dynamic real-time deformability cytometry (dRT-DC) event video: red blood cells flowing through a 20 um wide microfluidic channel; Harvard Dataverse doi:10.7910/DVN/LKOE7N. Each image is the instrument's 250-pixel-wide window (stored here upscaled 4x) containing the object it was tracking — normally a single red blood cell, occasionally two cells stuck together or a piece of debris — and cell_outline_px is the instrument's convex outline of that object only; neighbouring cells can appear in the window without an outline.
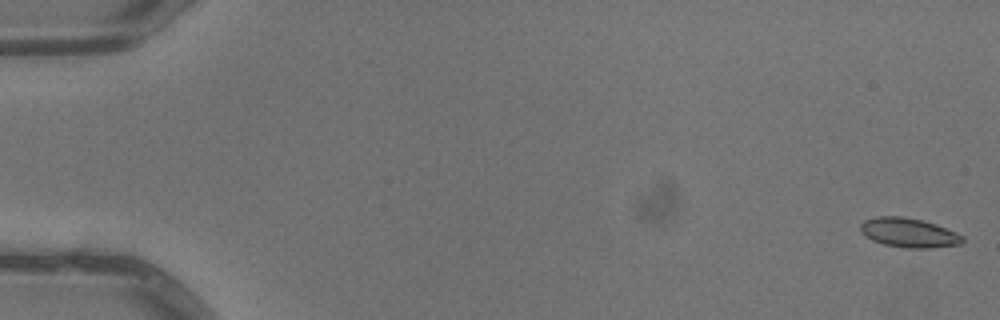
{"species": "common noctule bat (a hibernating species)", "species_latin": "Nyctalus noctula", "temperature_condition": "warm", "stored_images_in_passage": 5, "camera_frame_rate_fps": 3000, "um_per_image_px": 0.085, "animal": {"sex": "male", "body_mass_g": 13.3}, "frame": {"image": 1, "passage_image": 1, "time_ms": 0.0, "image_size_px": [1000, 320], "cell_outline_px": [[964, 240], [960, 244], [928, 248], [908, 248], [884, 244], [872, 240], [860, 232], [860, 224], [864, 220], [876, 216], [900, 216], [920, 220], [936, 224], [956, 232], [964, 236]], "centroid_in_image_um": [77.23, 19.77], "position_along_channel_um": 7.8, "area_um2": 17.4}}
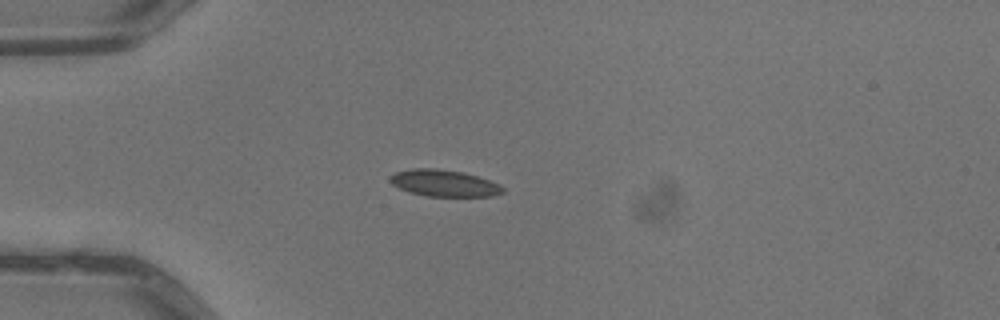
{"frame": {"image": 2, "passage_image": 5, "time_ms": 1.333, "image_size_px": [1000, 320], "cell_outline_px": [[504, 192], [492, 196], [428, 196], [408, 192], [392, 184], [388, 180], [388, 176], [396, 172], [412, 168], [432, 168], [464, 172], [500, 184], [504, 188]], "centroid_in_image_um": [37.71, 15.56], "position_along_channel_um": 47.3, "area_um2": 17.51}}